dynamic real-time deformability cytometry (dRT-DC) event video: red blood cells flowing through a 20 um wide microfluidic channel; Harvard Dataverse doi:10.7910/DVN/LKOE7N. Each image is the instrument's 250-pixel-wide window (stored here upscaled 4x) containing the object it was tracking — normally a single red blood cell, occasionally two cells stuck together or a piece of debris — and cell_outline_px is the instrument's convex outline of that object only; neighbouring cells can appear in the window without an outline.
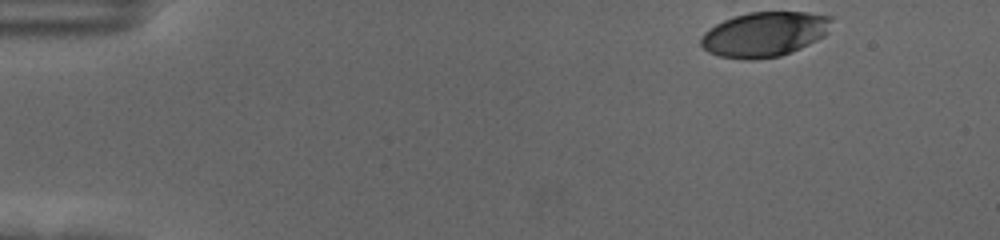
{"species": "human", "species_latin": "Homo sapiens", "temperature_condition": "cold", "stored_images_in_passage": 52, "camera_frame_rate_fps": 3000, "um_per_image_px": 0.085, "donor": {"sex": "female"}, "frame": {"image": 1, "passage_image": 1, "time_ms": 0.0, "image_size_px": [1000, 240], "cell_outline_px": [[832, 20], [828, 32], [824, 36], [792, 52], [780, 56], [752, 60], [748, 60], [720, 56], [708, 52], [700, 44], [700, 36], [704, 32], [716, 24], [724, 20], [748, 12], [808, 12], [832, 16]], "centroid_in_image_um": [64.98, 2.91], "position_along_channel_um": 20.0, "area_um2": 34.16}}
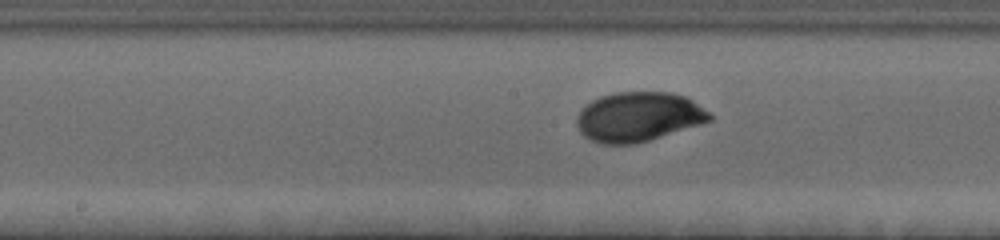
{"frame": {"image": 2, "passage_image": 25, "time_ms": 8.0, "image_size_px": [1000, 240], "cell_outline_px": [[712, 120], [700, 124], [636, 144], [600, 144], [584, 136], [580, 132], [576, 124], [576, 116], [592, 100], [600, 96], [616, 92], [672, 92], [684, 96], [692, 100], [708, 112], [712, 116]], "centroid_in_image_um": [54.25, 9.93], "position_along_channel_um": 194.0, "area_um2": 38.15}}
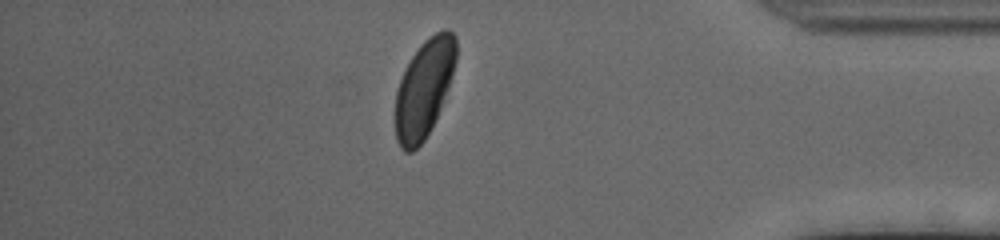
{"frame": {"image": 3, "passage_image": 45, "time_ms": 14.667, "image_size_px": [1000, 240], "cell_outline_px": [[456, 60], [452, 76], [448, 88], [440, 108], [424, 140], [412, 152], [404, 152], [400, 148], [396, 140], [396, 92], [400, 80], [412, 56], [420, 44], [428, 36], [444, 28], [448, 28], [456, 36]], "centroid_in_image_um": [36.05, 7.49], "position_along_channel_um": 399.1, "area_um2": 34.33}, "authors_computed_cell_mechanics": {"area_um2": 37.1365, "velocity_mm_per_s": 3.516, "shape_relaxation_time_tau1_ms": 2.594, "shape_relaxation_time_tau2_ms": null, "deformation_change_tau1": 0.142, "deformation_change_tau2": null}}